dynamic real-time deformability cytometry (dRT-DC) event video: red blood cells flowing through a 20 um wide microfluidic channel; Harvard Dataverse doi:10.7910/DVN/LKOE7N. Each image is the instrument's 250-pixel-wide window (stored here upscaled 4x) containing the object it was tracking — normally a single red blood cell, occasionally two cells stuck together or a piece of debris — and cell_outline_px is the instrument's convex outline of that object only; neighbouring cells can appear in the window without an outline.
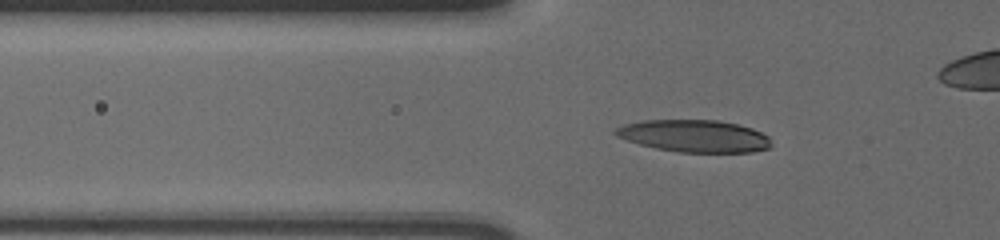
{"species": "human", "species_latin": "Homo sapiens", "temperature_condition": "cold", "stored_images_in_passage": 40, "camera_frame_rate_fps": 3000, "um_per_image_px": 0.085, "donor": {"sex": "male"}, "frame": {"image": 1, "passage_image": 8, "time_ms": 2.333, "image_size_px": [1000, 240], "cell_outline_px": [[772, 144], [768, 148], [752, 152], [680, 152], [656, 148], [640, 144], [616, 136], [612, 132], [616, 128], [624, 124], [644, 120], [720, 120], [752, 128], [768, 136]], "centroid_in_image_um": [59.01, 11.55], "position_along_channel_um": 66.8, "area_um2": 29.13}}
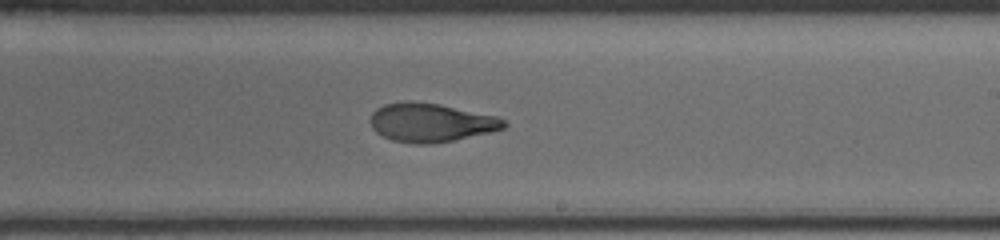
{"frame": {"image": 2, "passage_image": 24, "time_ms": 7.667, "image_size_px": [1000, 240], "cell_outline_px": [[508, 124], [504, 128], [488, 132], [452, 140], [432, 144], [412, 144], [392, 140], [376, 132], [372, 128], [372, 112], [376, 108], [384, 104], [408, 100], [412, 100], [440, 104], [496, 116], [504, 120]], "centroid_in_image_um": [36.59, 10.4], "position_along_channel_um": 252.4, "area_um2": 30.0}}
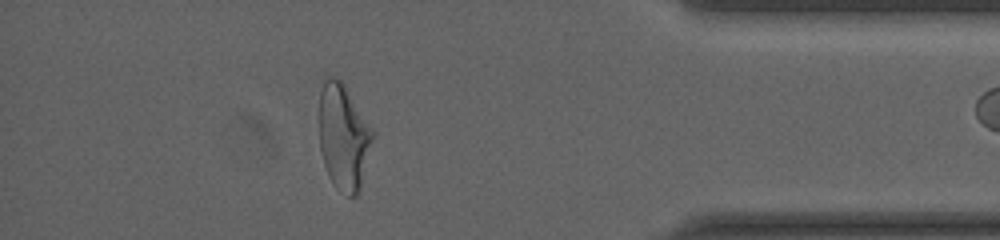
{"frame": {"image": 3, "passage_image": 39, "time_ms": 12.667, "image_size_px": [1000, 240], "cell_outline_px": [[372, 140], [360, 188], [356, 196], [348, 196], [336, 188], [332, 184], [324, 164], [320, 148], [320, 92], [324, 80], [328, 76], [340, 80], [344, 84], [372, 128]], "centroid_in_image_um": [29.18, 11.65], "position_along_channel_um": 406.0, "area_um2": 32.37}}